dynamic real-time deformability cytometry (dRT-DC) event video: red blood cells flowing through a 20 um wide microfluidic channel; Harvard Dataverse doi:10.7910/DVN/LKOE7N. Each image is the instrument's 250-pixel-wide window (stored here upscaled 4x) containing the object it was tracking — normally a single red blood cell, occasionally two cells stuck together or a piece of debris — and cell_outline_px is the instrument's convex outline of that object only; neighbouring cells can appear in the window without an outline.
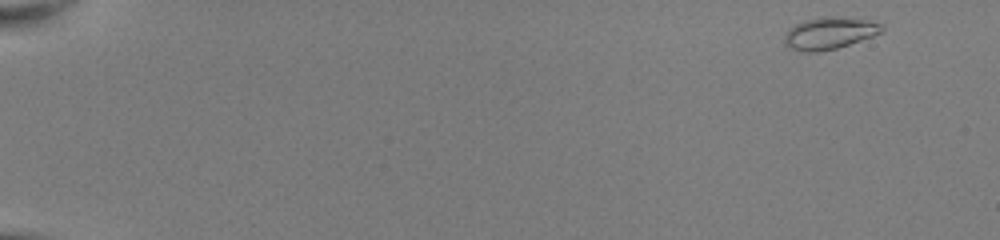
{"species": "common noctule bat (a hibernating species)", "species_latin": "Nyctalus noctula", "temperature_condition": "room temperature", "stored_images_in_passage": 49, "camera_frame_rate_fps": 3000, "um_per_image_px": 0.085, "animal": {"sex": "female", "body_mass_g": 22.0, "forearm_length_mm": 56.7}, "frame": {"image": 1, "passage_image": 1, "time_ms": 0.0, "image_size_px": [1000, 240], "cell_outline_px": [[884, 32], [836, 48], [816, 52], [808, 52], [792, 48], [784, 44], [784, 36], [788, 28], [804, 20], [820, 16], [836, 16], [868, 20], [884, 24]], "centroid_in_image_um": [70.51, 2.79], "position_along_channel_um": 14.5, "area_um2": 18.21}}
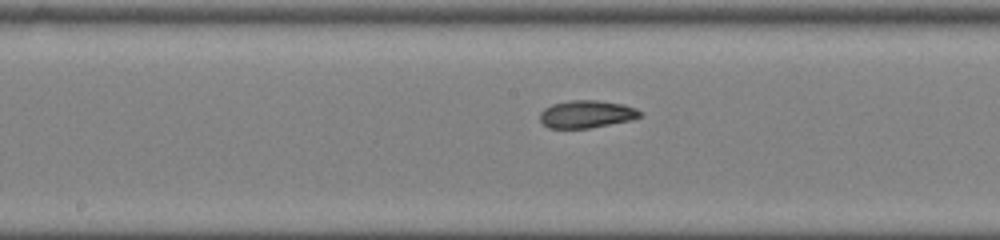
{"frame": {"image": 2, "passage_image": 27, "time_ms": 8.667, "image_size_px": [1000, 240], "cell_outline_px": [[644, 112], [640, 116], [632, 120], [588, 128], [548, 128], [540, 120], [540, 112], [544, 108], [552, 104], [572, 100], [596, 100], [624, 104], [636, 108]], "centroid_in_image_um": [49.88, 9.7], "position_along_channel_um": 198.3, "area_um2": 16.13}}
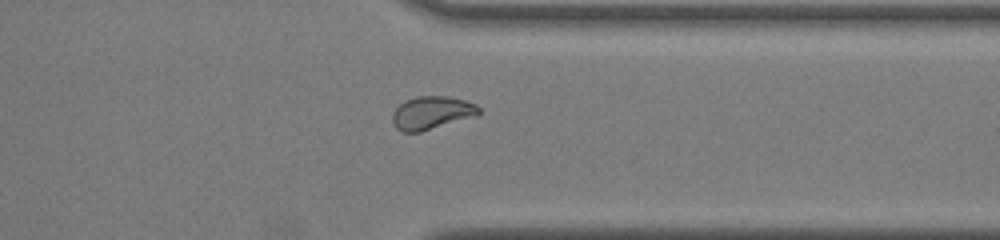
{"frame": {"image": 3, "passage_image": 40, "time_ms": 13.0, "image_size_px": [1000, 240], "cell_outline_px": [[480, 112], [476, 116], [420, 132], [400, 132], [392, 124], [392, 112], [404, 100], [416, 96], [448, 96], [464, 100], [476, 104], [480, 108]], "centroid_in_image_um": [36.67, 9.59], "position_along_channel_um": 374.7, "area_um2": 16.82}, "authors_computed_cell_mechanics": {"area_um2": 16.2996, "velocity_mm_per_s": 4.0585, "shape_relaxation_time_tau1_ms": 11.3851, "shape_relaxation_time_tau2_ms": 2.3517, "deformation_change_tau1": 0.2631, "deformation_change_tau2": 0.0638}}